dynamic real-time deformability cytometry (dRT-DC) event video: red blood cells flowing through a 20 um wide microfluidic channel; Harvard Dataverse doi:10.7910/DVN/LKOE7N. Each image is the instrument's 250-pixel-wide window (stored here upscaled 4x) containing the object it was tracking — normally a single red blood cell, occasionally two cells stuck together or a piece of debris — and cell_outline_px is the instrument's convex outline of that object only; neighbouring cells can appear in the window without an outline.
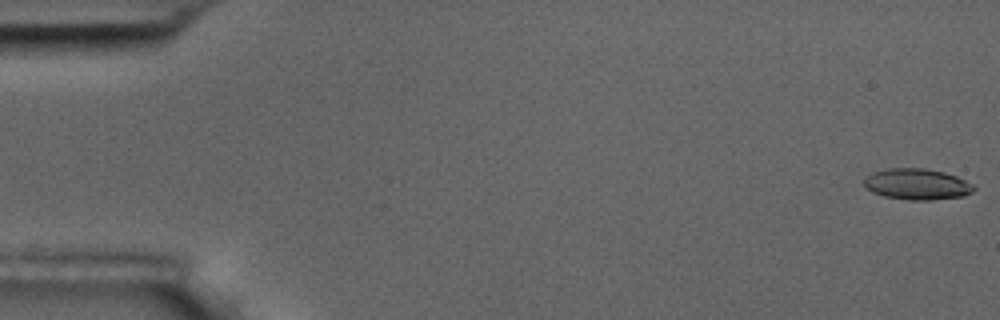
{"species": "common noctule bat (a hibernating species)", "species_latin": "Nyctalus noctula", "temperature_condition": "room temperature", "stored_images_in_passage": 5, "camera_frame_rate_fps": 3000, "um_per_image_px": 0.085, "animal": {"sex": "male", "body_mass_g": 17.5, "forearm_length_mm": 52.3}, "frame": {"image": 1, "passage_image": 1, "time_ms": 0.0, "image_size_px": [1000, 320], "cell_outline_px": [[976, 188], [972, 192], [964, 196], [932, 200], [908, 200], [884, 196], [872, 192], [864, 184], [864, 176], [872, 172], [888, 168], [924, 168], [944, 172], [956, 176], [972, 184]], "centroid_in_image_um": [77.93, 15.65], "position_along_channel_um": 7.1, "area_um2": 19.94}}